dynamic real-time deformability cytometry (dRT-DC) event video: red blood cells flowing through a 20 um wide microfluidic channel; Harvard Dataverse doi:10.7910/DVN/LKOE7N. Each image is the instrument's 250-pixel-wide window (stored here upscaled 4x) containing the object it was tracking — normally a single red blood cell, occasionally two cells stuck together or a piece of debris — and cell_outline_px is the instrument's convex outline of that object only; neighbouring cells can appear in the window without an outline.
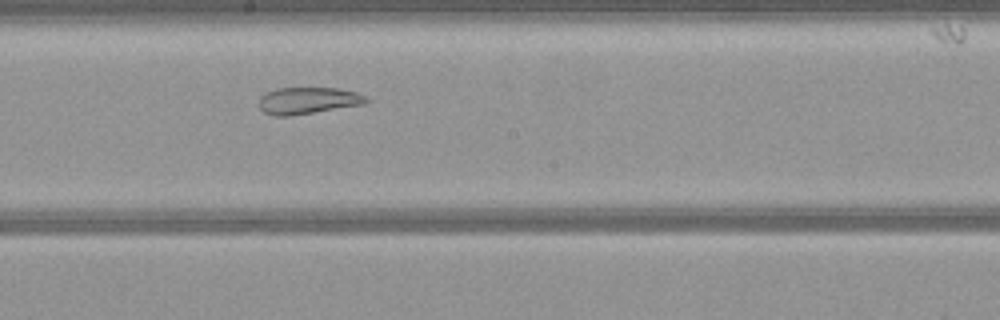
{"species": "common noctule bat (a hibernating species)", "species_latin": "Nyctalus noctula", "temperature_condition": "warm", "stored_images_in_passage": 46, "segment_of_instrument_passage": [2, 2], "camera_frame_rate_fps": 3000, "um_per_image_px": 0.085, "animal": {"sex": "female", "body_mass_g": 21.9}, "frame": {"image": 1, "passage_image": 22, "time_ms": 7.0, "image_size_px": [1000, 320], "cell_outline_px": [[368, 100], [364, 104], [292, 116], [276, 116], [264, 112], [260, 108], [260, 96], [276, 88], [336, 88], [356, 92], [364, 96]], "centroid_in_image_um": [26.16, 8.55], "position_along_channel_um": 222.0, "area_um2": 16.59}}
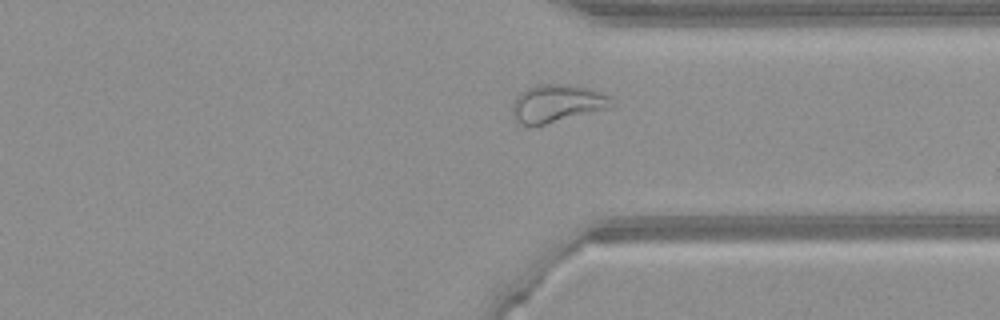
{"frame": {"image": 2, "passage_image": 33, "time_ms": 10.667, "image_size_px": [1000, 320], "cell_outline_px": [[616, 104], [612, 108], [528, 128], [520, 124], [512, 116], [512, 104], [516, 96], [520, 92], [528, 88], [540, 84], [572, 84], [588, 88], [600, 92], [608, 96]], "centroid_in_image_um": [47.34, 8.81], "position_along_channel_um": 364.1, "area_um2": 22.25}}
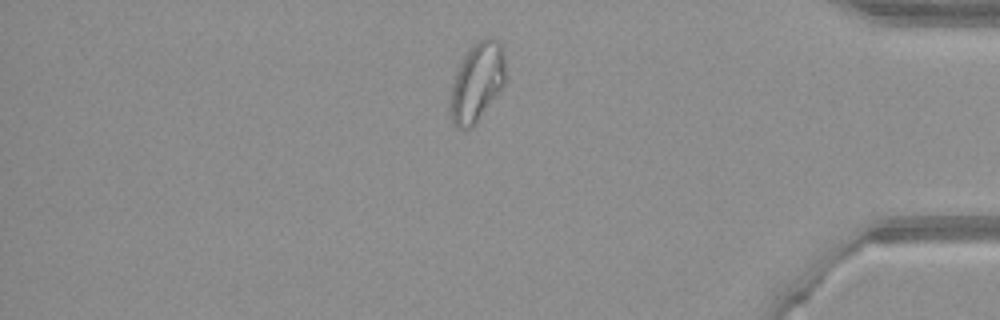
{"frame": {"image": 3, "passage_image": 38, "time_ms": 12.333, "image_size_px": [1000, 320], "cell_outline_px": [[504, 84], [472, 128], [456, 128], [452, 124], [452, 84], [456, 68], [460, 60], [468, 48], [472, 44], [488, 36], [492, 36], [504, 48]], "centroid_in_image_um": [40.54, 6.92], "position_along_channel_um": 394.7, "area_um2": 25.14}}